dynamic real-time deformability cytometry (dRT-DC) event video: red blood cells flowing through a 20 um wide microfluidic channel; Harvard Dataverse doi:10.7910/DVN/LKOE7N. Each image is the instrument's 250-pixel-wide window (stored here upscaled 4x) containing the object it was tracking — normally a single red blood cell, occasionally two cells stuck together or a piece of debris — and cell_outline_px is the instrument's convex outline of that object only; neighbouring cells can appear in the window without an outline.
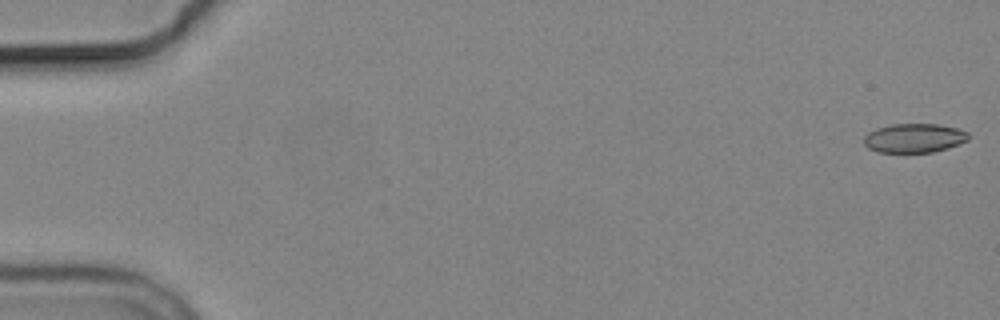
{"species": "common noctule bat (a hibernating species)", "species_latin": "Nyctalus noctula", "temperature_condition": "cold", "stored_images_in_passage": 6, "segment_of_instrument_passage": [2, 2], "camera_frame_rate_fps": 3000, "um_per_image_px": 0.085, "animal": {"sex": "male", "body_mass_g": 19.2, "forearm_length_mm": 51.8}, "frame": {"image": 1, "passage_image": 6, "time_ms": 6.0, "image_size_px": [1000, 320], "cell_outline_px": [[968, 140], [948, 148], [932, 152], [880, 152], [868, 148], [864, 144], [864, 136], [868, 132], [876, 128], [892, 124], [936, 124], [956, 128], [968, 132]], "centroid_in_image_um": [77.68, 11.73], "position_along_channel_um": 7.3, "area_um2": 17.63}}